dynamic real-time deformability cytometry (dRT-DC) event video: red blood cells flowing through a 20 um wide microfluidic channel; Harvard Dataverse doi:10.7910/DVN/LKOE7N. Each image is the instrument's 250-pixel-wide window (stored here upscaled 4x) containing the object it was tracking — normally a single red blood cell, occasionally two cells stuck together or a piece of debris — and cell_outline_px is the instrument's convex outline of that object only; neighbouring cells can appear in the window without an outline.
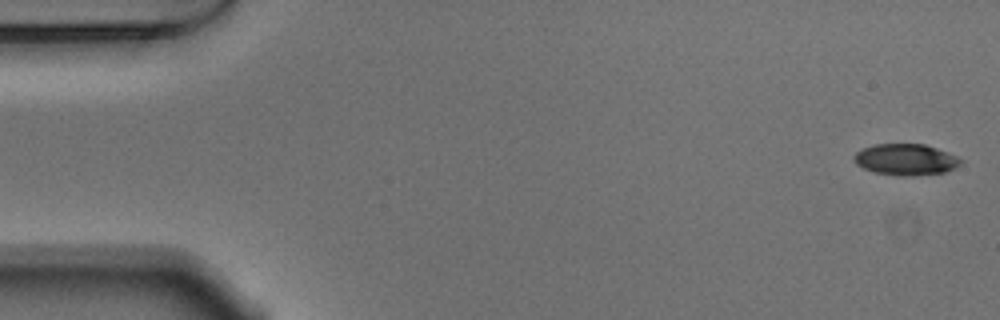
{"species": "Egyptian fruit bat (a non-hibernating species)", "species_latin": "Rousettus aegyptiacus", "temperature_condition": "warm", "stored_images_in_passage": 49, "camera_frame_rate_fps": 3000, "um_per_image_px": 0.085, "animal": {"sex": "male"}, "frame": {"image": 1, "passage_image": 1, "time_ms": 0.0, "image_size_px": [1000, 320], "cell_outline_px": [[964, 160], [960, 164], [944, 172], [912, 176], [900, 176], [872, 172], [856, 164], [852, 160], [852, 156], [856, 152], [864, 148], [876, 144], [924, 144], [948, 152]], "centroid_in_image_um": [76.96, 13.56], "position_along_channel_um": 8.0, "area_um2": 19.48}}
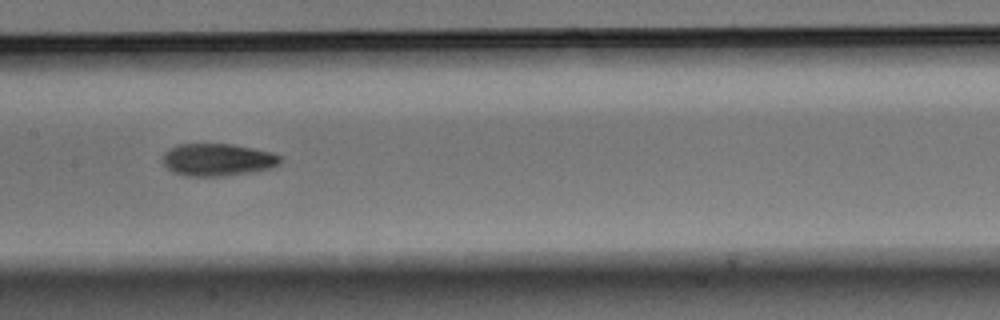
{"frame": {"image": 2, "passage_image": 26, "time_ms": 8.333, "image_size_px": [1000, 320], "cell_outline_px": [[280, 164], [272, 168], [252, 172], [224, 176], [184, 176], [172, 172], [160, 160], [164, 152], [168, 148], [176, 144], [232, 144], [272, 152], [280, 156]], "centroid_in_image_um": [18.45, 13.58], "position_along_channel_um": 188.9, "area_um2": 22.48}}
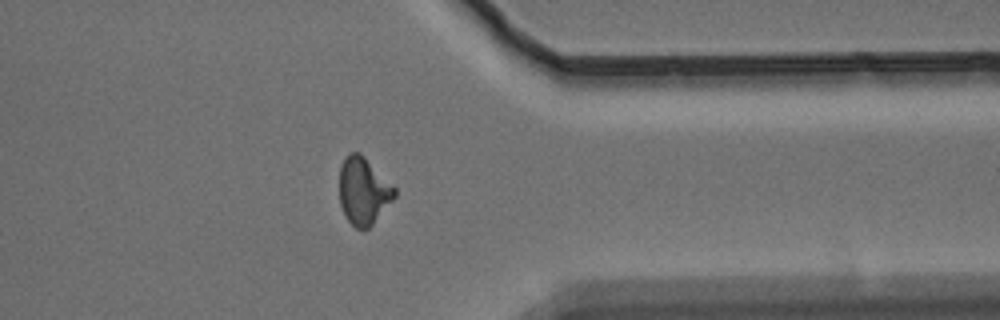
{"frame": {"image": 3, "passage_image": 42, "time_ms": 13.667, "image_size_px": [1000, 320], "cell_outline_px": [[396, 196], [372, 224], [368, 228], [356, 228], [348, 220], [340, 204], [340, 164], [348, 152], [360, 152], [396, 188]], "centroid_in_image_um": [30.89, 16.19], "position_along_channel_um": 380.5, "area_um2": 21.39}, "authors_computed_cell_mechanics": {"area_um2": 21.386, "velocity_mm_per_s": 3.7657, "shape_relaxation_time_tau1_ms": 6.0612, "shape_relaxation_time_tau2_ms": 2.5897, "deformation_change_tau1": 0.191, "deformation_change_tau2": 0.0944}}